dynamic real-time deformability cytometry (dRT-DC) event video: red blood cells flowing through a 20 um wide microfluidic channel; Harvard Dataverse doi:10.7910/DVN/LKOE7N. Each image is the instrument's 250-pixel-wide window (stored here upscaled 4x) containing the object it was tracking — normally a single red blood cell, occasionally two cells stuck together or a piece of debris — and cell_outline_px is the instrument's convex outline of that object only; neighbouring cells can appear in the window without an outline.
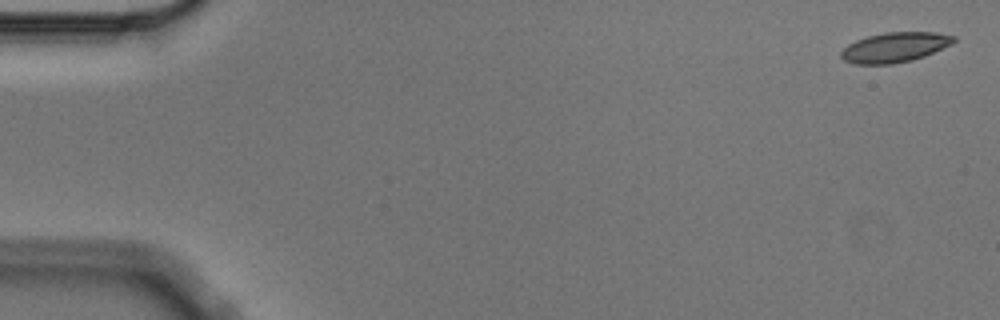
{"species": "Egyptian fruit bat (a non-hibernating species)", "species_latin": "Rousettus aegyptiacus", "temperature_condition": "cold", "stored_images_in_passage": 4, "camera_frame_rate_fps": 3000, "um_per_image_px": 0.085, "animal": {"sex": "male"}, "frame": {"image": 1, "passage_image": 1, "time_ms": 0.0, "image_size_px": [1000, 320], "cell_outline_px": [[956, 40], [952, 44], [924, 56], [912, 60], [892, 64], [856, 64], [844, 60], [840, 56], [840, 52], [848, 44], [856, 40], [868, 36], [884, 32], [936, 32], [956, 36]], "centroid_in_image_um": [76.06, 4.01], "position_along_channel_um": 8.9, "area_um2": 19.65}}
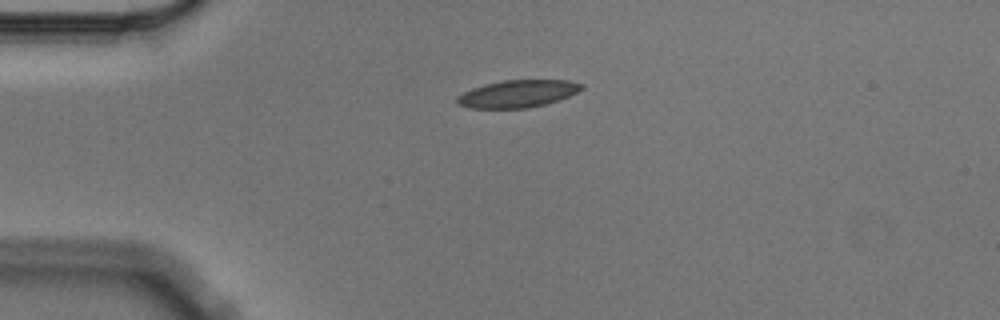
{"frame": {"image": 2, "passage_image": 3, "time_ms": 0.667, "image_size_px": [1000, 320], "cell_outline_px": [[584, 88], [560, 100], [528, 108], [468, 108], [456, 104], [456, 96], [472, 88], [484, 84], [504, 80], [568, 80], [584, 84]], "centroid_in_image_um": [43.98, 7.97], "position_along_channel_um": 41.0, "area_um2": 19.94}}